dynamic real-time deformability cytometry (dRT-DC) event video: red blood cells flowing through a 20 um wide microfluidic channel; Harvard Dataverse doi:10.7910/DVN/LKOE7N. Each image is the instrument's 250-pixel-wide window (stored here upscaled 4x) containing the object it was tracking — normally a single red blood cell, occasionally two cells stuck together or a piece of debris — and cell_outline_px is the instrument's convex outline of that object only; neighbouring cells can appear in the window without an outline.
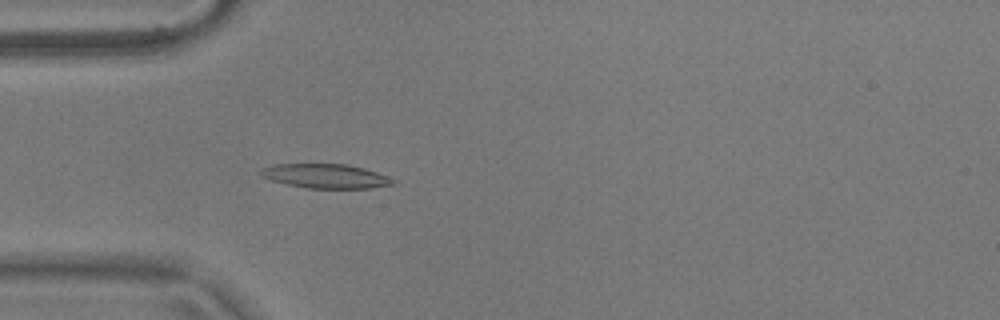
{"species": "common noctule bat (a hibernating species)", "species_latin": "Nyctalus noctula", "temperature_condition": "warm", "stored_images_in_passage": 53, "camera_frame_rate_fps": 3000, "um_per_image_px": 0.085, "animal": {"sex": "male", "body_mass_g": 17.9}, "frame": {"image": 1, "passage_image": 15, "time_ms": 4.667, "image_size_px": [1000, 320], "cell_outline_px": [[396, 184], [368, 188], [308, 188], [288, 184], [272, 180], [264, 176], [260, 172], [260, 168], [272, 164], [344, 164], [364, 168], [376, 172], [396, 180]], "centroid_in_image_um": [27.69, 14.96], "position_along_channel_um": 57.3, "area_um2": 18.5}}
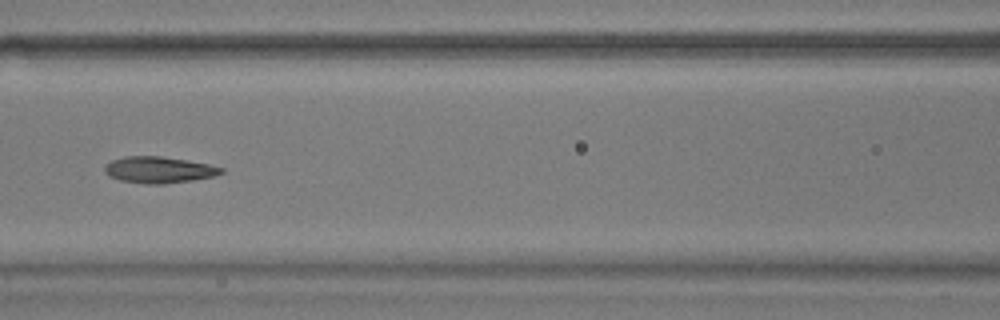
{"frame": {"image": 2, "passage_image": 23, "time_ms": 7.333, "image_size_px": [1000, 320], "cell_outline_px": [[224, 172], [216, 176], [192, 180], [164, 184], [148, 184], [120, 180], [108, 176], [104, 172], [104, 168], [112, 160], [124, 156], [160, 156], [208, 164], [224, 168]], "centroid_in_image_um": [13.51, 14.44], "position_along_channel_um": 153.1, "area_um2": 17.86}}
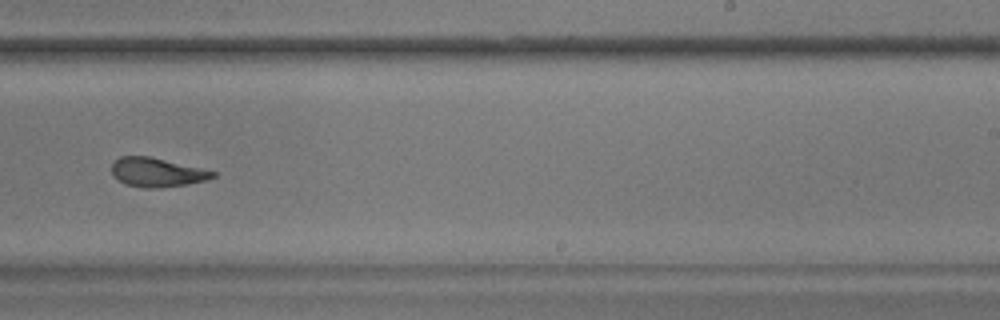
{"frame": {"image": 3, "passage_image": 33, "time_ms": 10.667, "image_size_px": [1000, 320], "cell_outline_px": [[216, 176], [204, 180], [188, 184], [152, 188], [144, 188], [124, 184], [112, 176], [112, 164], [120, 156], [148, 156], [200, 168], [216, 172]], "centroid_in_image_um": [13.29, 14.65], "position_along_channel_um": 275.7, "area_um2": 16.88}, "authors_computed_cell_mechanics": {"area_um2": 18.207, "velocity_mm_per_s": 3.6852, "shape_relaxation_time_tau1_ms": 8.468, "shape_relaxation_time_tau2_ms": 2.2769, "deformation_change_tau1": 0.2277, "deformation_change_tau2": 0.0993}}